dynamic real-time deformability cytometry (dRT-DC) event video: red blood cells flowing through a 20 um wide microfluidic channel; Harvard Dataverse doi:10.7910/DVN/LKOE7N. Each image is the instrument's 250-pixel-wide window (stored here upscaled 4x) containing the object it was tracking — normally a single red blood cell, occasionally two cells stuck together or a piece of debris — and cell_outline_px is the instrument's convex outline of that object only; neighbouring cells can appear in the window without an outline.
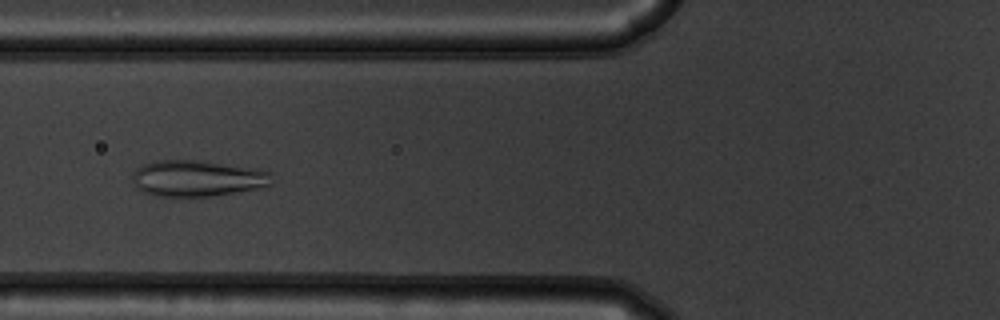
{"species": "common noctule bat (a hibernating species)", "species_latin": "Nyctalus noctula", "temperature_condition": "warm", "stored_images_in_passage": 43, "camera_frame_rate_fps": 3000, "um_per_image_px": 0.085, "animal": {"sex": "male", "body_mass_g": 19.5, "forearm_length_mm": 54.6}, "frame": {"image": 1, "passage_image": 10, "time_ms": 3.0, "image_size_px": [1000, 320], "cell_outline_px": [[272, 184], [268, 188], [212, 196], [156, 196], [144, 192], [136, 188], [132, 180], [132, 172], [136, 168], [144, 164], [156, 160], [196, 160], [256, 168], [272, 172]], "centroid_in_image_um": [16.82, 15.17], "position_along_channel_um": 109.0, "area_um2": 29.94}}
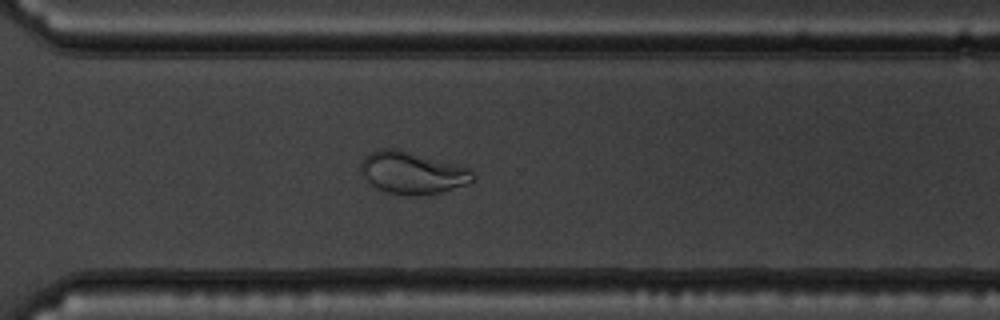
{"frame": {"image": 2, "passage_image": 28, "time_ms": 9.0, "image_size_px": [1000, 320], "cell_outline_px": [[476, 180], [468, 184], [440, 192], [420, 196], [404, 196], [384, 192], [376, 188], [360, 172], [360, 164], [364, 156], [368, 152], [380, 148], [396, 148], [472, 168], [476, 176]], "centroid_in_image_um": [35.07, 14.69], "position_along_channel_um": 335.5, "area_um2": 28.15}}
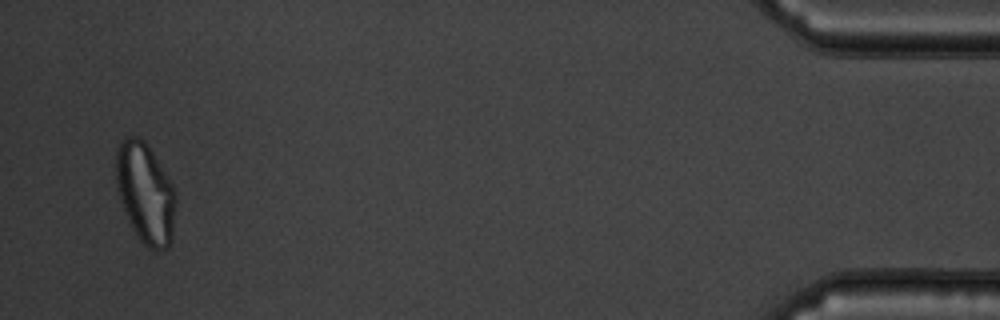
{"frame": {"image": 3, "passage_image": 41, "time_ms": 13.333, "image_size_px": [1000, 320], "cell_outline_px": [[176, 204], [172, 240], [168, 248], [160, 252], [156, 252], [148, 248], [140, 240], [128, 220], [116, 184], [116, 148], [120, 140], [124, 136], [136, 136], [144, 140], [168, 176], [176, 192]], "centroid_in_image_um": [12.37, 16.43], "position_along_channel_um": 422.8, "area_um2": 35.26}}